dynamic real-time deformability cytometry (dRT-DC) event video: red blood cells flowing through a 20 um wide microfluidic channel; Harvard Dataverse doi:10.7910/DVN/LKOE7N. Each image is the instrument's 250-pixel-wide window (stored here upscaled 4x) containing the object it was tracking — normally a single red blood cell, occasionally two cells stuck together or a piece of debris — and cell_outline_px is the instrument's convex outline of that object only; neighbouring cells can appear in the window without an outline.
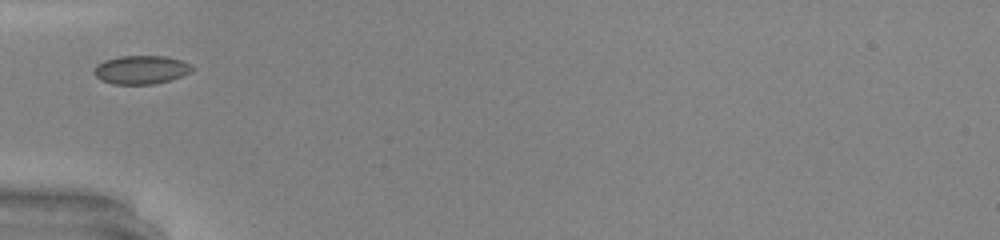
{"species": "common noctule bat (a hibernating species)", "species_latin": "Nyctalus noctula", "temperature_condition": "warm", "stored_images_in_passage": 24, "camera_frame_rate_fps": 3000, "um_per_image_px": 0.085, "animal": {"sex": "male", "body_mass_g": 20.0, "forearm_length_mm": 53.3}, "frame": {"image": 1, "passage_image": 1, "time_ms": 0.0, "image_size_px": [1000, 240], "cell_outline_px": [[196, 68], [192, 72], [172, 80], [156, 84], [112, 84], [100, 80], [92, 72], [96, 64], [104, 60], [120, 56], [164, 56], [180, 60], [192, 64]], "centroid_in_image_um": [12.01, 5.93], "position_along_channel_um": 73.0, "area_um2": 16.65}, "authors_computed_cell_mechanics": {"area_um2": 15.9239, "velocity_mm_per_s": 4.3103, "shape_relaxation_time_tau1_ms": 6.4692, "shape_relaxation_time_tau2_ms": null, "deformation_change_tau1": 0.0851, "deformation_change_tau2": null}}